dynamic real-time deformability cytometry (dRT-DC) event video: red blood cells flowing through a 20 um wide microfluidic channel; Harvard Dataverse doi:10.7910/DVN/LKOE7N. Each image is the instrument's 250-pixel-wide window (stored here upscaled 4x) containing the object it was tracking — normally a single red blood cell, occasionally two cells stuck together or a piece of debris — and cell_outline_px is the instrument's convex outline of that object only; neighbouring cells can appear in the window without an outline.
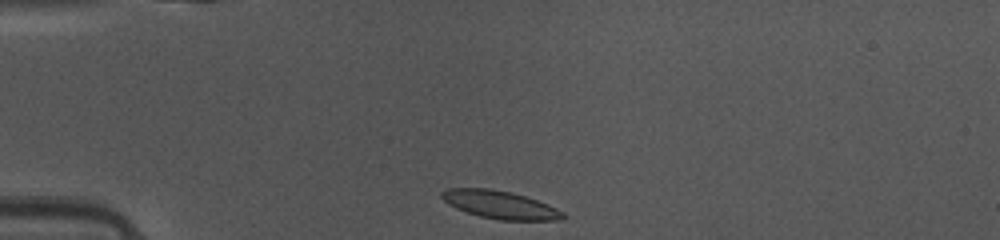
{"species": "common noctule bat (a hibernating species)", "species_latin": "Nyctalus noctula", "temperature_condition": "warm", "stored_images_in_passage": 37, "camera_frame_rate_fps": 3000, "um_per_image_px": 0.085, "animal": {"sex": "female", "body_mass_g": 10.0, "forearm_length_mm": 53.1}, "frame": {"image": 1, "passage_image": 1, "time_ms": 0.0, "image_size_px": [1000, 240], "cell_outline_px": [[564, 216], [560, 220], [500, 220], [480, 216], [456, 208], [448, 204], [440, 196], [440, 192], [448, 188], [492, 188], [512, 192], [548, 204], [564, 212]], "centroid_in_image_um": [42.48, 17.39], "position_along_channel_um": 42.5, "area_um2": 19.65}}
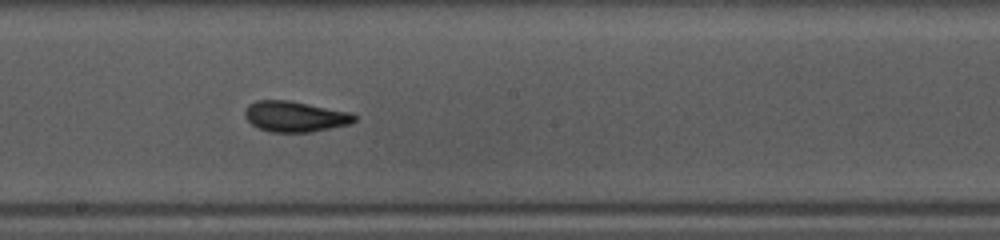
{"frame": {"image": 2, "passage_image": 16, "time_ms": 5.0, "image_size_px": [1000, 240], "cell_outline_px": [[356, 120], [348, 124], [312, 132], [268, 132], [252, 124], [244, 116], [244, 112], [248, 104], [256, 100], [288, 100], [352, 112], [356, 116]], "centroid_in_image_um": [25.07, 9.9], "position_along_channel_um": 223.1, "area_um2": 19.59}}
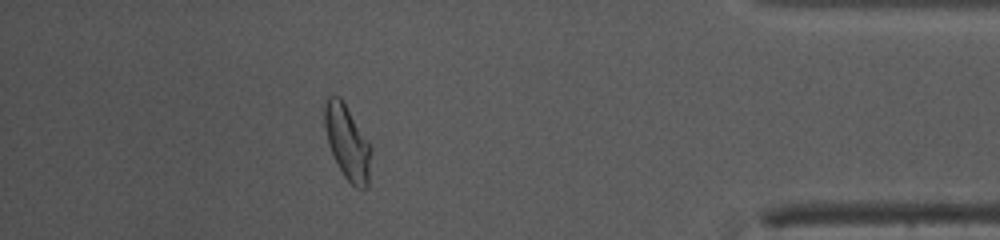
{"frame": {"image": 3, "passage_image": 32, "time_ms": 10.333, "image_size_px": [1000, 240], "cell_outline_px": [[372, 148], [368, 184], [364, 188], [356, 188], [344, 176], [328, 144], [324, 128], [324, 108], [328, 96], [340, 96], [372, 144]], "centroid_in_image_um": [29.54, 12.07], "position_along_channel_um": 405.7, "area_um2": 20.23}, "authors_computed_cell_mechanics": {"area_um2": 19.5942, "velocity_mm_per_s": 4.1199, "shape_relaxation_time_tau1_ms": 3.0782, "shape_relaxation_time_tau2_ms": 0.9655, "deformation_change_tau1": 0.1296, "deformation_change_tau2": 0.0817}}